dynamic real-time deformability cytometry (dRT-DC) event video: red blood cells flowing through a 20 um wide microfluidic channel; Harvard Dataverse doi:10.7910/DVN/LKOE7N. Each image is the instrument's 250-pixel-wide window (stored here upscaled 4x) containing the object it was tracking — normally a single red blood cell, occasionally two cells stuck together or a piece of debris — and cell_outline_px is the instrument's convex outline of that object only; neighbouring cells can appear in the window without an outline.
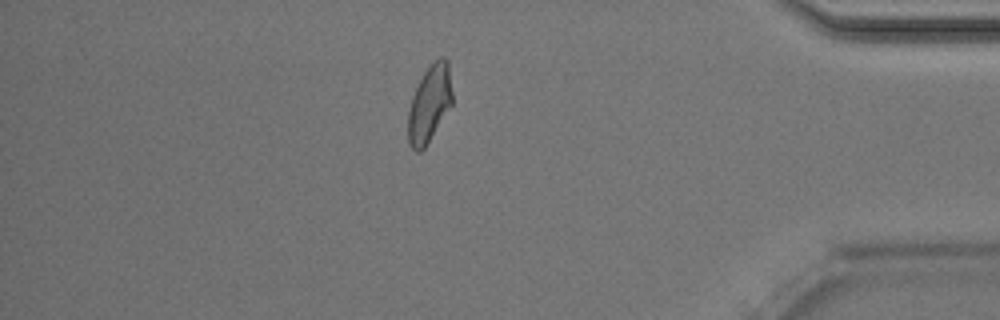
{"species": "Egyptian fruit bat (a non-hibernating species)", "species_latin": "Rousettus aegyptiacus", "temperature_condition": "room temperature", "stored_images_in_passage": 48, "camera_frame_rate_fps": 3000, "um_per_image_px": 0.085, "animal": {"sex": "male"}, "frame": {"image": 1, "passage_image": 41, "time_ms": 13.333, "image_size_px": [1000, 320], "cell_outline_px": [[452, 104], [424, 148], [420, 152], [416, 152], [408, 144], [408, 112], [412, 96], [424, 72], [440, 56], [444, 56], [448, 60], [452, 92]], "centroid_in_image_um": [36.5, 8.82], "position_along_channel_um": 398.7, "area_um2": 19.59}, "authors_computed_cell_mechanics": {"area_um2": 19.8832, "velocity_mm_per_s": 4.0333, "shape_relaxation_time_tau1_ms": null, "shape_relaxation_time_tau2_ms": 1.8071, "deformation_change_tau1": null, "deformation_change_tau2": 0.0838}}